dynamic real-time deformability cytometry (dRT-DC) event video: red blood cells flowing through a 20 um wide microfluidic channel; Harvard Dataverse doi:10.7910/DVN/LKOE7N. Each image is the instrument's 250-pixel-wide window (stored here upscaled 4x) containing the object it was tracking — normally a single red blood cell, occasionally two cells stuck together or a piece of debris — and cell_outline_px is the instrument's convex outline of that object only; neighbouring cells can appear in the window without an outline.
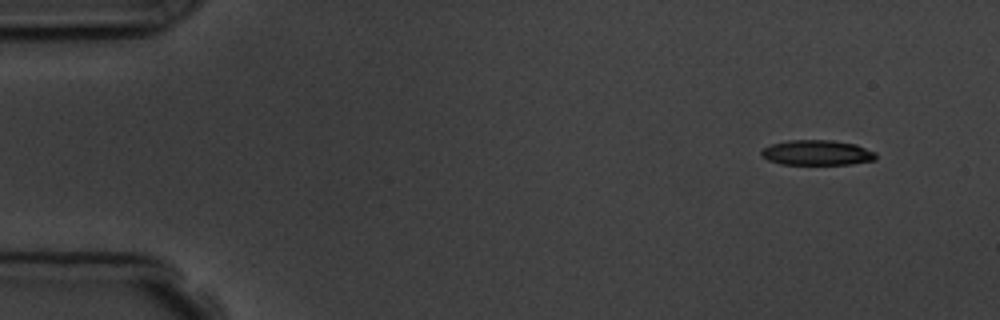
{"species": "common noctule bat (a hibernating species)", "species_latin": "Nyctalus noctula", "temperature_condition": "room temperature", "stored_images_in_passage": 4, "camera_frame_rate_fps": 3000, "um_per_image_px": 0.085, "animal": {"sex": "male", "body_mass_g": 19.5, "forearm_length_mm": 54.6}, "frame": {"image": 1, "passage_image": 1, "time_ms": 0.0, "image_size_px": [1000, 320], "cell_outline_px": [[876, 160], [852, 164], [780, 164], [768, 160], [760, 152], [764, 148], [772, 144], [788, 140], [832, 140], [856, 144], [876, 152]], "centroid_in_image_um": [69.49, 12.98], "position_along_channel_um": 15.5, "area_um2": 16.76}}
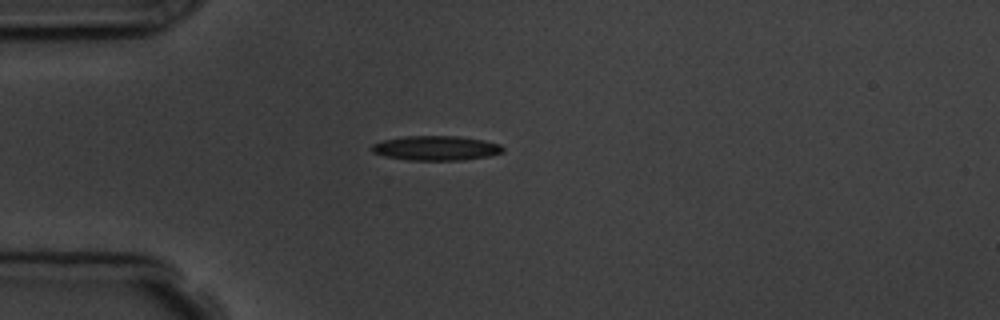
{"frame": {"image": 2, "passage_image": 4, "time_ms": 3.333, "image_size_px": [1000, 320], "cell_outline_px": [[504, 152], [488, 156], [460, 160], [408, 160], [384, 156], [372, 152], [372, 144], [380, 140], [404, 136], [460, 136], [484, 140], [500, 144], [504, 148]], "centroid_in_image_um": [37.05, 12.58], "position_along_channel_um": 48.0, "area_um2": 18.9}}